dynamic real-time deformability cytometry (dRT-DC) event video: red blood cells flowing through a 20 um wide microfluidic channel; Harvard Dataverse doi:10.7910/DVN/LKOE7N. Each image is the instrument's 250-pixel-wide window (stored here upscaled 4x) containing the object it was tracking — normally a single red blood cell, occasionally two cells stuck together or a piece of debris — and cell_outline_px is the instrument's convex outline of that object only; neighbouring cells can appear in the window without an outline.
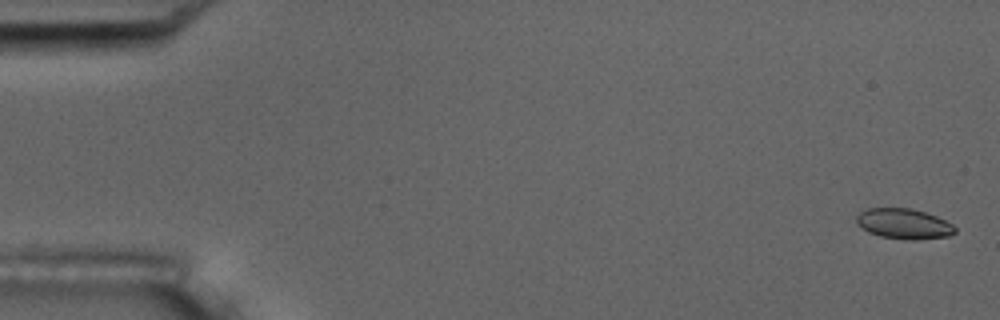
{"species": "common noctule bat (a hibernating species)", "species_latin": "Nyctalus noctula", "temperature_condition": "room temperature", "stored_images_in_passage": 6, "camera_frame_rate_fps": 3000, "um_per_image_px": 0.085, "animal": {"sex": "male", "body_mass_g": 17.5, "forearm_length_mm": 52.3}, "frame": {"image": 1, "passage_image": 1, "time_ms": 0.0, "image_size_px": [1000, 320], "cell_outline_px": [[956, 232], [948, 236], [916, 240], [908, 240], [880, 236], [868, 232], [856, 220], [856, 216], [860, 212], [868, 208], [908, 208], [924, 212], [936, 216], [952, 224], [956, 228]], "centroid_in_image_um": [76.84, 19.02], "position_along_channel_um": 8.2, "area_um2": 17.22}}
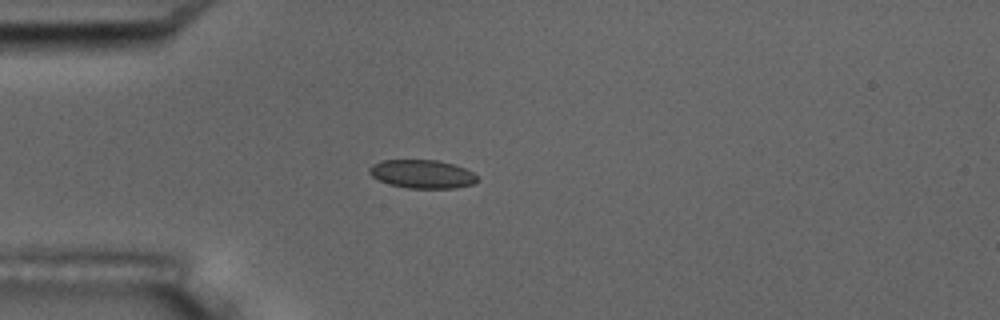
{"frame": {"image": 2, "passage_image": 5, "time_ms": 4.667, "image_size_px": [1000, 320], "cell_outline_px": [[476, 180], [472, 184], [456, 188], [408, 188], [392, 184], [380, 180], [372, 176], [368, 172], [368, 168], [372, 164], [380, 160], [436, 160], [452, 164], [464, 168], [472, 172], [476, 176]], "centroid_in_image_um": [35.85, 14.78], "position_along_channel_um": 49.2, "area_um2": 17.69}}